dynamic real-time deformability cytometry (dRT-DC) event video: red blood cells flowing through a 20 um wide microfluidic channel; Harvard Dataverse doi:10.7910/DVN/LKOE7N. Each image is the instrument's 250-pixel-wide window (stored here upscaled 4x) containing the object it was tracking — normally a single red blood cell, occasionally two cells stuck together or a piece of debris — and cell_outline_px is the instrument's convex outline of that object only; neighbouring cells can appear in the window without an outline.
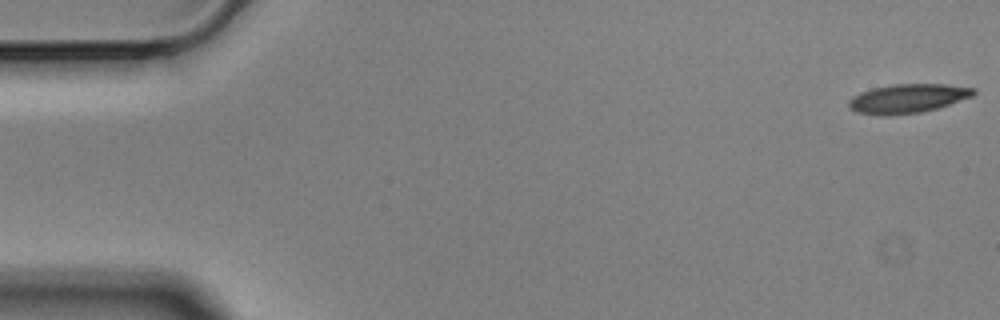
{"species": "Egyptian fruit bat (a non-hibernating species)", "species_latin": "Rousettus aegyptiacus", "temperature_condition": "cold", "stored_images_in_passage": 12, "camera_frame_rate_fps": 3000, "um_per_image_px": 0.085, "animal": {"sex": "male"}, "frame": {"image": 1, "passage_image": 1, "time_ms": 0.0, "image_size_px": [1000, 320], "cell_outline_px": [[976, 92], [972, 96], [936, 108], [920, 112], [888, 116], [884, 116], [856, 112], [848, 104], [848, 100], [860, 92], [872, 88], [896, 84], [948, 84], [976, 88]], "centroid_in_image_um": [77.15, 8.36], "position_along_channel_um": 7.8, "area_um2": 20.98}}